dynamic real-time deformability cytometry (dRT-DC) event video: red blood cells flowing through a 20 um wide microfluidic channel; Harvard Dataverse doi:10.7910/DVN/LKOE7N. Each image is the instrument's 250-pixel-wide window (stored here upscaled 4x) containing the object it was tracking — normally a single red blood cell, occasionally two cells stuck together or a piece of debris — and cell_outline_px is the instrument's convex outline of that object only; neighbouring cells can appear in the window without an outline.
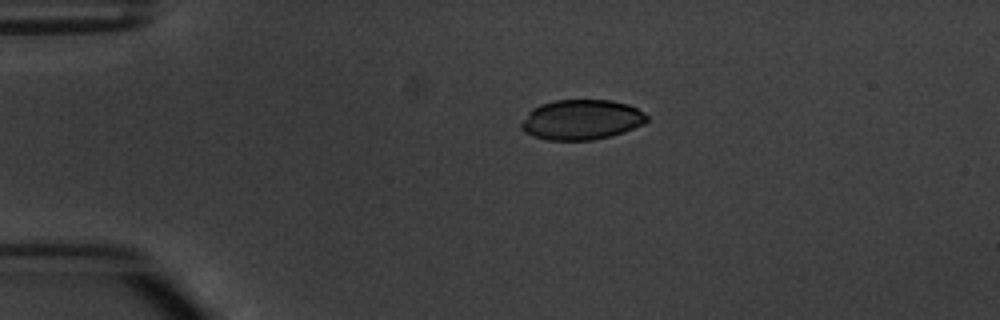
{"species": "common noctule bat (a hibernating species)", "species_latin": "Nyctalus noctula", "temperature_condition": "warm", "stored_images_in_passage": 2, "camera_frame_rate_fps": 3000, "um_per_image_px": 0.085, "animal": {"sex": "male", "body_mass_g": 20.1, "forearm_length_mm": 53.5}, "frame": {"image": 1, "passage_image": 1, "time_ms": 0.0, "image_size_px": [1000, 320], "cell_outline_px": [[648, 120], [644, 124], [608, 136], [592, 140], [544, 140], [532, 136], [524, 132], [520, 128], [520, 124], [528, 112], [532, 108], [540, 104], [556, 100], [612, 100], [628, 104], [636, 108], [648, 116]], "centroid_in_image_um": [49.37, 10.17], "position_along_channel_um": 35.6, "area_um2": 29.3}}